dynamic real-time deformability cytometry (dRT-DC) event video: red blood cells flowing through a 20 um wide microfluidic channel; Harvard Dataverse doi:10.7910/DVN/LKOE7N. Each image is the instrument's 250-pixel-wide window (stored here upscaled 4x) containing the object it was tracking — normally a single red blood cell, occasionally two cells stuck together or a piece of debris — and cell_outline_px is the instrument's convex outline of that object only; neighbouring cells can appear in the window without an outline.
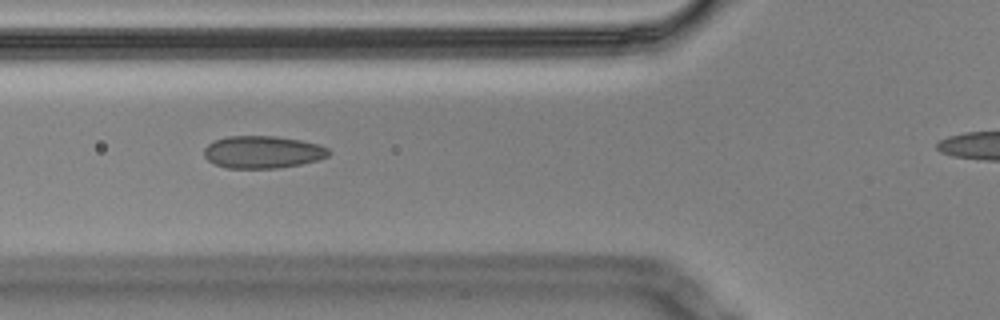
{"species": "Egyptian fruit bat (a non-hibernating species)", "species_latin": "Rousettus aegyptiacus", "temperature_condition": "cold", "stored_images_in_passage": 36, "camera_frame_rate_fps": 3000, "um_per_image_px": 0.085, "animal": {"sex": "male"}, "frame": {"image": 1, "passage_image": 6, "time_ms": 1.667, "image_size_px": [1000, 320], "cell_outline_px": [[332, 152], [328, 156], [316, 160], [300, 164], [276, 168], [228, 168], [216, 164], [208, 160], [204, 156], [204, 148], [208, 144], [216, 140], [228, 136], [276, 136], [300, 140], [320, 144], [328, 148]], "centroid_in_image_um": [22.34, 12.92], "position_along_channel_um": 103.5, "area_um2": 23.47}}
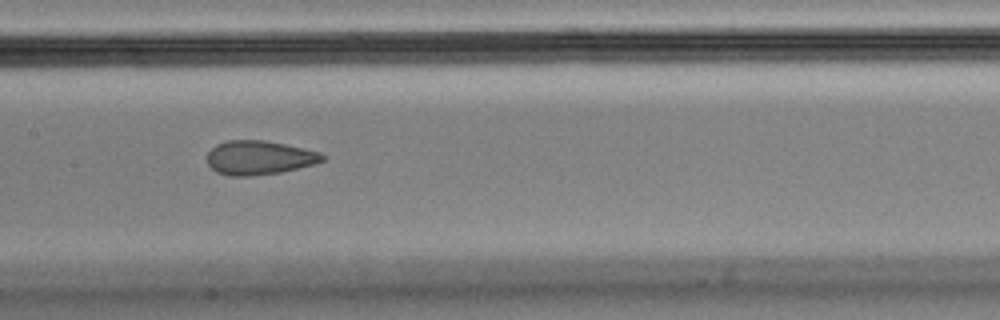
{"frame": {"image": 2, "passage_image": 13, "time_ms": 4.0, "image_size_px": [1000, 320], "cell_outline_px": [[324, 160], [316, 164], [280, 172], [248, 176], [228, 176], [216, 172], [208, 164], [208, 152], [216, 144], [228, 140], [264, 140], [284, 144], [320, 152], [324, 156]], "centroid_in_image_um": [22.02, 13.4], "position_along_channel_um": 185.4, "area_um2": 22.77}}
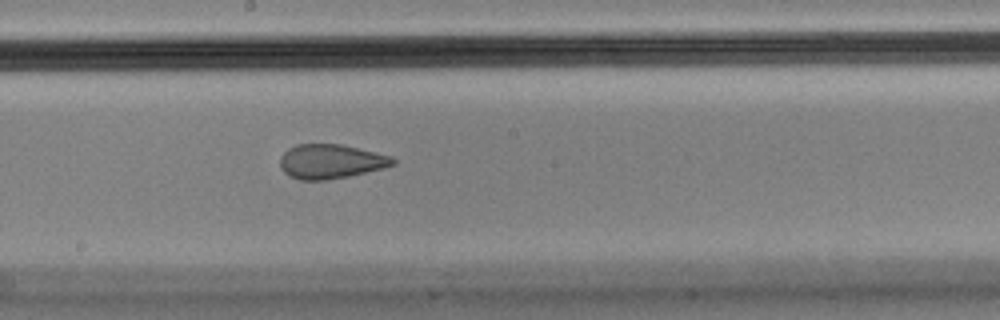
{"frame": {"image": 3, "passage_image": 16, "time_ms": 5.0, "image_size_px": [1000, 320], "cell_outline_px": [[396, 164], [384, 168], [348, 176], [324, 180], [300, 180], [284, 172], [280, 168], [280, 156], [288, 148], [296, 144], [340, 144], [376, 152], [392, 156], [396, 160]], "centroid_in_image_um": [28.12, 13.71], "position_along_channel_um": 220.1, "area_um2": 22.6}, "authors_computed_cell_mechanics": {"area_um2": 23.409, "velocity_mm_per_s": 3.4858, "shape_relaxation_time_tau1_ms": null, "shape_relaxation_time_tau2_ms": 1.2195, "deformation_change_tau1": null, "deformation_change_tau2": 0.0571}}